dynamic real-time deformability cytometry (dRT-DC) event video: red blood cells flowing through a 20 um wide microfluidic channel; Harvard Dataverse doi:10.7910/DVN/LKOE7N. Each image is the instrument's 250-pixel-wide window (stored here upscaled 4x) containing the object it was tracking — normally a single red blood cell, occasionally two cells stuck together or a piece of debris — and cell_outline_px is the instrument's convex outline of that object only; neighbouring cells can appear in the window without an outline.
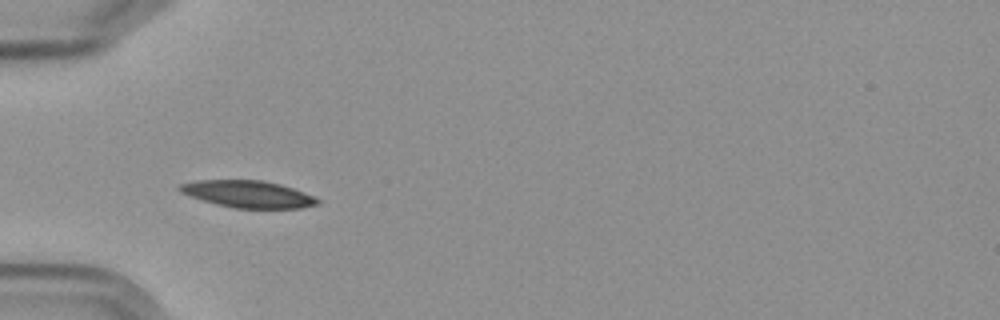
{"species": "Egyptian fruit bat (a non-hibernating species)", "species_latin": "Rousettus aegyptiacus", "temperature_condition": "cold", "stored_images_in_passage": 6, "camera_frame_rate_fps": 3000, "um_per_image_px": 0.085, "frame": {"image": 1, "passage_image": 6, "time_ms": 6.0, "image_size_px": [1000, 320], "cell_outline_px": [[320, 204], [300, 208], [232, 208], [216, 204], [180, 192], [176, 188], [180, 184], [196, 180], [260, 180], [280, 184], [304, 192], [320, 200]], "centroid_in_image_um": [21.08, 16.5], "position_along_channel_um": 63.9, "area_um2": 21.56}}